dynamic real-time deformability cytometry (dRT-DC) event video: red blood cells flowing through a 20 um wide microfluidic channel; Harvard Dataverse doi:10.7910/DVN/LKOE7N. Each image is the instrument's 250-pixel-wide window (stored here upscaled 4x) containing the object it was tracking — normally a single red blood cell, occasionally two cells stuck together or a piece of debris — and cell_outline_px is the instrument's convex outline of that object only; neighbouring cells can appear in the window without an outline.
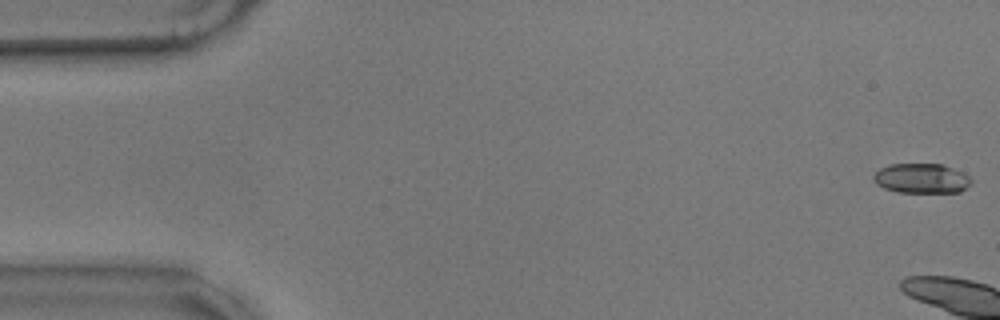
{"species": "common noctule bat (a hibernating species)", "species_latin": "Nyctalus noctula", "temperature_condition": "warm", "stored_images_in_passage": 5, "camera_frame_rate_fps": 3000, "um_per_image_px": 0.085, "animal": {"sex": "male", "body_mass_g": 17.9}, "frame": {"image": 1, "passage_image": 1, "time_ms": 0.0, "image_size_px": [1000, 320], "cell_outline_px": [[972, 180], [960, 192], [896, 192], [884, 188], [876, 184], [872, 180], [872, 176], [880, 168], [888, 164], [944, 164], [964, 172]], "centroid_in_image_um": [78.29, 15.15], "position_along_channel_um": 6.7, "area_um2": 17.05}}